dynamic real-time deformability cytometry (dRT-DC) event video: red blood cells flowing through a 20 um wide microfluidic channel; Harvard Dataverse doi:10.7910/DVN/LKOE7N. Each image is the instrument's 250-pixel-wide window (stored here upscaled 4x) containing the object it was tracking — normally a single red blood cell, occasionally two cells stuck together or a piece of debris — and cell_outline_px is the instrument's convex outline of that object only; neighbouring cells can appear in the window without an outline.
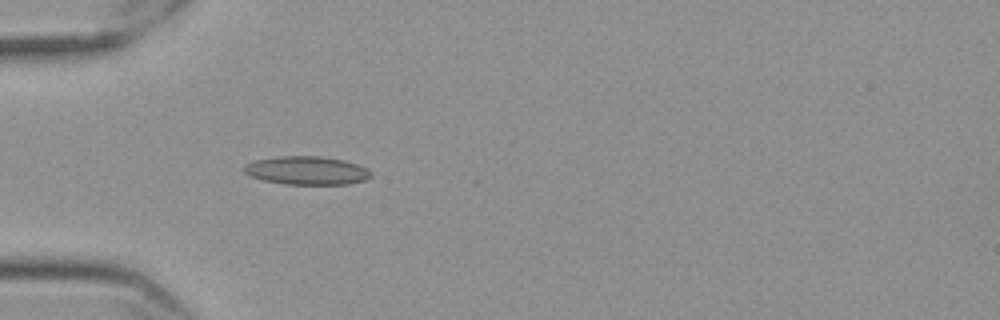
{"species": "Egyptian fruit bat (a non-hibernating species)", "species_latin": "Rousettus aegyptiacus", "temperature_condition": "cold", "stored_images_in_passage": 40, "camera_frame_rate_fps": 3000, "um_per_image_px": 0.085, "frame": {"image": 1, "passage_image": 1, "time_ms": 0.0, "image_size_px": [1000, 320], "cell_outline_px": [[372, 176], [364, 180], [348, 184], [284, 184], [264, 180], [252, 176], [244, 172], [244, 164], [256, 160], [276, 156], [320, 156], [344, 160], [368, 168], [372, 172]], "centroid_in_image_um": [26.09, 14.49], "position_along_channel_um": 58.9, "area_um2": 20.98}}
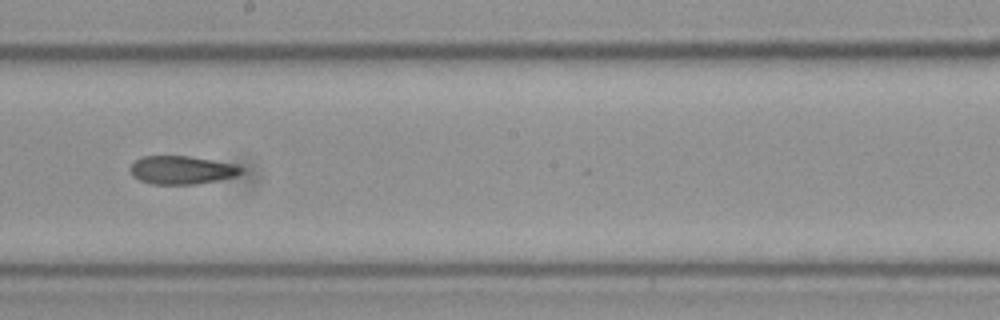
{"frame": {"image": 2, "passage_image": 16, "time_ms": 5.0, "image_size_px": [1000, 320], "cell_outline_px": [[244, 172], [236, 176], [196, 184], [152, 184], [140, 180], [132, 176], [128, 168], [140, 156], [188, 156], [236, 164]], "centroid_in_image_um": [15.41, 14.45], "position_along_channel_um": 232.8, "area_um2": 18.26}}
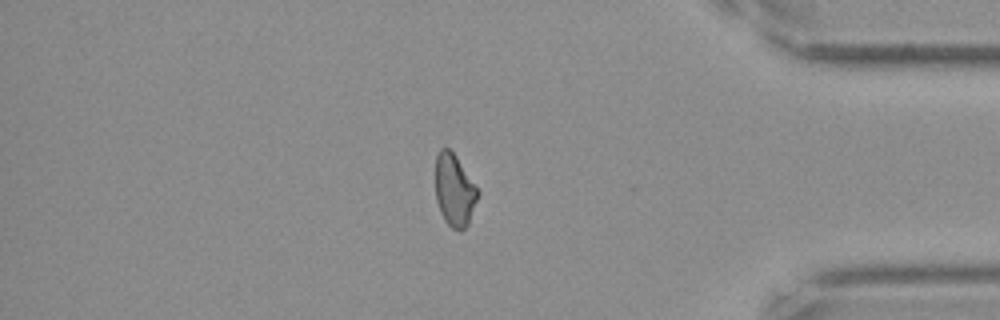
{"frame": {"image": 3, "passage_image": 32, "time_ms": 10.333, "image_size_px": [1000, 320], "cell_outline_px": [[480, 192], [468, 224], [460, 232], [452, 228], [444, 220], [440, 212], [436, 200], [436, 156], [440, 148], [448, 148], [456, 156]], "centroid_in_image_um": [38.62, 16.19], "position_along_channel_um": 396.6, "area_um2": 17.74}, "authors_computed_cell_mechanics": {"area_um2": 18.5538, "velocity_mm_per_s": 3.5672, "shape_relaxation_time_tau1_ms": null, "shape_relaxation_time_tau2_ms": 7.0951, "deformation_change_tau1": null, "deformation_change_tau2": 0.1382}}